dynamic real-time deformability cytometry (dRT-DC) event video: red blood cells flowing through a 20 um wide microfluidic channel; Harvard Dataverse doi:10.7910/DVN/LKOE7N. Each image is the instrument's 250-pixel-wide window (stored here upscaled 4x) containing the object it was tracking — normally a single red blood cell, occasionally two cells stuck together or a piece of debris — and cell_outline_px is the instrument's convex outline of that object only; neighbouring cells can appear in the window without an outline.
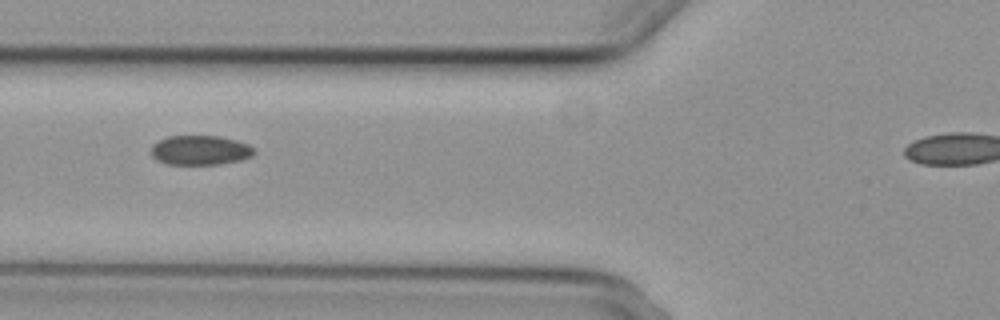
{"species": "common noctule bat (a hibernating species)", "species_latin": "Nyctalus noctula", "temperature_condition": "cold", "stored_images_in_passage": 4, "camera_frame_rate_fps": 3000, "um_per_image_px": 0.085, "animal": {"sex": "female", "body_mass_g": 29.2, "forearm_length_mm": 56.3}, "frame": {"image": 1, "passage_image": 2, "time_ms": 1.333, "image_size_px": [1000, 320], "cell_outline_px": [[256, 152], [252, 156], [240, 160], [220, 164], [164, 164], [156, 160], [152, 156], [152, 144], [168, 136], [220, 136], [236, 140], [248, 144], [256, 148]], "centroid_in_image_um": [17.04, 12.77], "position_along_channel_um": 108.8, "area_um2": 17.86}}
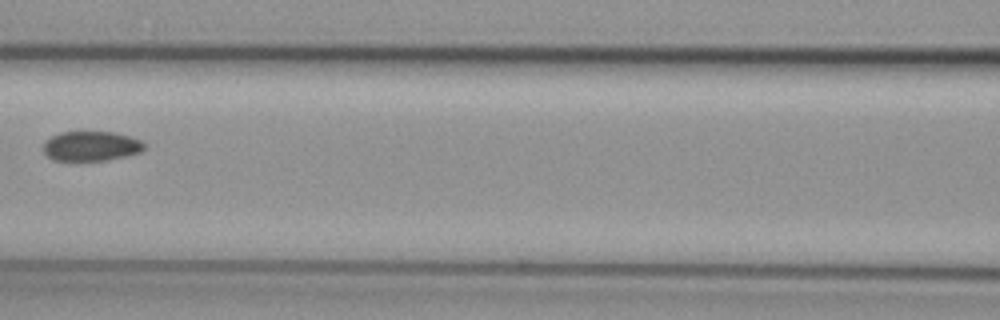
{"frame": {"image": 2, "passage_image": 3, "time_ms": 2.667, "image_size_px": [1000, 320], "cell_outline_px": [[144, 148], [140, 152], [108, 160], [52, 160], [44, 152], [44, 140], [60, 132], [112, 132], [128, 136], [140, 140], [144, 144]], "centroid_in_image_um": [7.71, 12.41], "position_along_channel_um": 158.9, "area_um2": 17.28}}
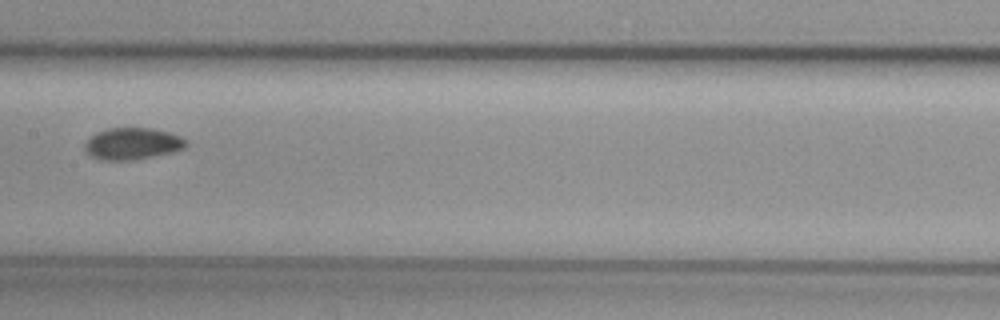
{"frame": {"image": 3, "passage_image": 4, "time_ms": 3.667, "image_size_px": [1000, 320], "cell_outline_px": [[188, 144], [184, 148], [172, 152], [132, 160], [100, 160], [88, 156], [84, 152], [84, 144], [96, 132], [108, 128], [152, 128], [168, 132], [180, 136]], "centroid_in_image_um": [11.2, 12.22], "position_along_channel_um": 196.2, "area_um2": 18.79}}